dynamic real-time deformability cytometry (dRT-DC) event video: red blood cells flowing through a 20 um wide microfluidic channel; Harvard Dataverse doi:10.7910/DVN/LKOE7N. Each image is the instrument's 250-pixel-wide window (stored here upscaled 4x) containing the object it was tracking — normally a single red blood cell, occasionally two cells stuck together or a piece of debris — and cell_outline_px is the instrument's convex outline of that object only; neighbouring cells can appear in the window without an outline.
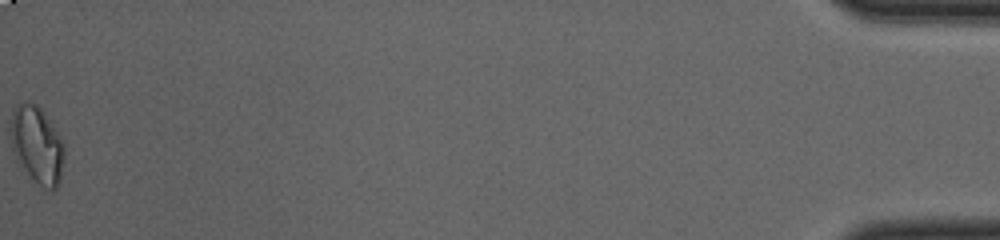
{"species": "common noctule bat (a hibernating species)", "species_latin": "Nyctalus noctula", "temperature_condition": "cold", "stored_images_in_passage": 45, "camera_frame_rate_fps": 3000, "um_per_image_px": 0.085, "animal": {"sex": "female", "body_mass_g": 23.0, "forearm_length_mm": 53.4}, "frame": {"image": 1, "passage_image": 45, "time_ms": 14.667, "image_size_px": [1000, 240], "cell_outline_px": [[64, 160], [60, 180], [56, 188], [44, 188], [32, 184], [20, 168], [16, 160], [12, 148], [12, 112], [24, 100], [28, 100], [36, 104], [40, 108], [64, 140]], "centroid_in_image_um": [3.16, 12.38], "position_along_channel_um": 432.0, "area_um2": 24.57}, "authors_computed_cell_mechanics": {"area_um2": 18.4382, "velocity_mm_per_s": 3.8687, "shape_relaxation_time_tau1_ms": 3.3031, "shape_relaxation_time_tau2_ms": 2.5451, "deformation_change_tau1": 0.1285, "deformation_change_tau2": 0.0796}}